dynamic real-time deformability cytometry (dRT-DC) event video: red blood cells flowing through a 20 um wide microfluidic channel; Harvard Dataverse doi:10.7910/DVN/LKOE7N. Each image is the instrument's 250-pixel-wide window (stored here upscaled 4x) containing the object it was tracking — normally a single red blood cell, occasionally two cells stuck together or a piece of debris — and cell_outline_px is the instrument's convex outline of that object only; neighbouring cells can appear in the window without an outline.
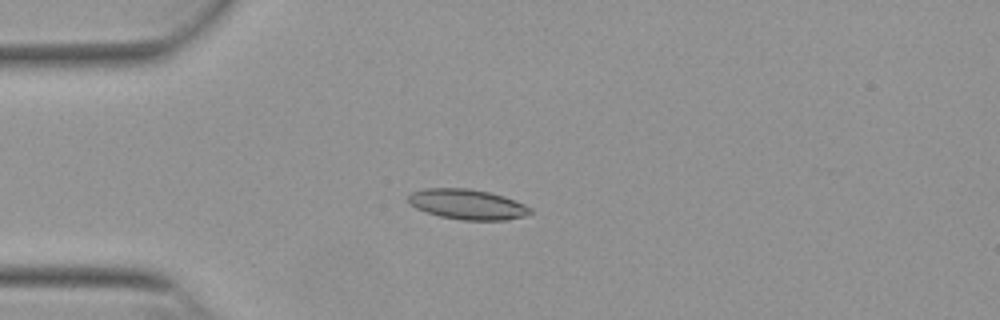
{"species": "Egyptian fruit bat (a non-hibernating species)", "species_latin": "Rousettus aegyptiacus", "temperature_condition": "warm", "stored_images_in_passage": 52, "camera_frame_rate_fps": 3000, "um_per_image_px": 0.085, "animal": {"sex": "female"}, "frame": {"image": 1, "passage_image": 13, "time_ms": 4.0, "image_size_px": [1000, 320], "cell_outline_px": [[532, 212], [524, 216], [508, 220], [460, 220], [440, 216], [416, 208], [408, 200], [408, 196], [412, 192], [424, 188], [468, 188], [488, 192], [504, 196], [524, 204], [532, 208]], "centroid_in_image_um": [39.75, 17.37], "position_along_channel_um": 45.3, "area_um2": 21.39}}
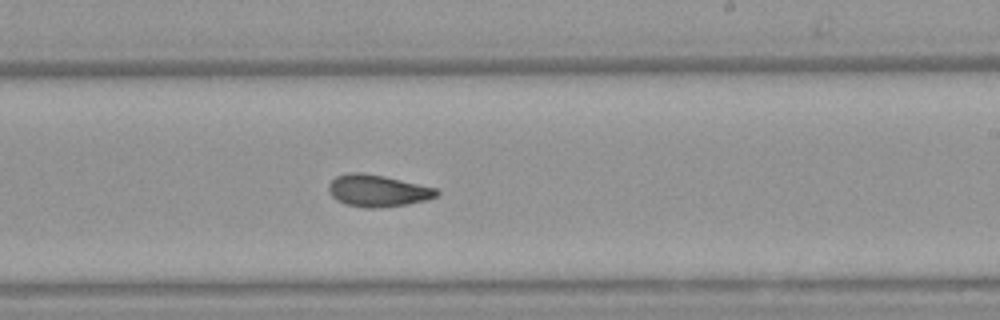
{"frame": {"image": 2, "passage_image": 31, "time_ms": 10.0, "image_size_px": [1000, 320], "cell_outline_px": [[440, 192], [436, 196], [428, 200], [408, 204], [376, 208], [364, 208], [344, 204], [336, 200], [328, 192], [328, 184], [336, 176], [348, 172], [364, 172], [384, 176], [436, 188]], "centroid_in_image_um": [32.07, 16.21], "position_along_channel_um": 256.9, "area_um2": 20.29}}
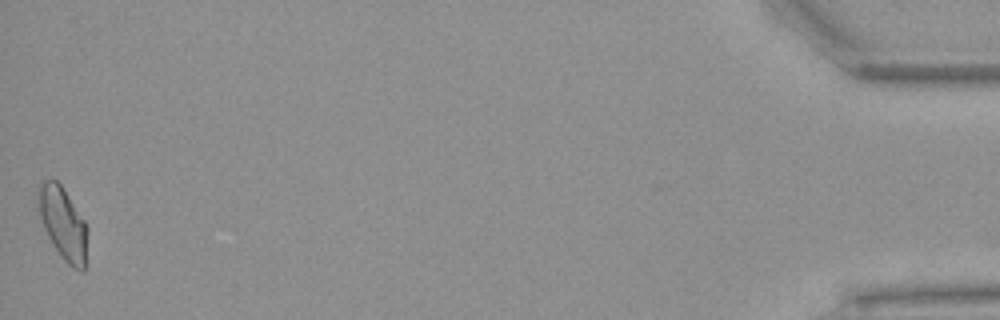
{"frame": {"image": 3, "passage_image": 52, "time_ms": 17.0, "image_size_px": [1000, 320], "cell_outline_px": [[88, 232], [84, 272], [80, 272], [72, 268], [60, 256], [52, 244], [44, 228], [36, 208], [36, 188], [40, 180], [56, 180], [60, 184], [84, 220], [88, 228]], "centroid_in_image_um": [5.31, 18.98], "position_along_channel_um": 429.9, "area_um2": 21.27}, "authors_computed_cell_mechanics": {"area_um2": 19.9988, "velocity_mm_per_s": 3.8596, "shape_relaxation_time_tau1_ms": null, "shape_relaxation_time_tau2_ms": 4.6919, "deformation_change_tau1": null, "deformation_change_tau2": 0.0866}}